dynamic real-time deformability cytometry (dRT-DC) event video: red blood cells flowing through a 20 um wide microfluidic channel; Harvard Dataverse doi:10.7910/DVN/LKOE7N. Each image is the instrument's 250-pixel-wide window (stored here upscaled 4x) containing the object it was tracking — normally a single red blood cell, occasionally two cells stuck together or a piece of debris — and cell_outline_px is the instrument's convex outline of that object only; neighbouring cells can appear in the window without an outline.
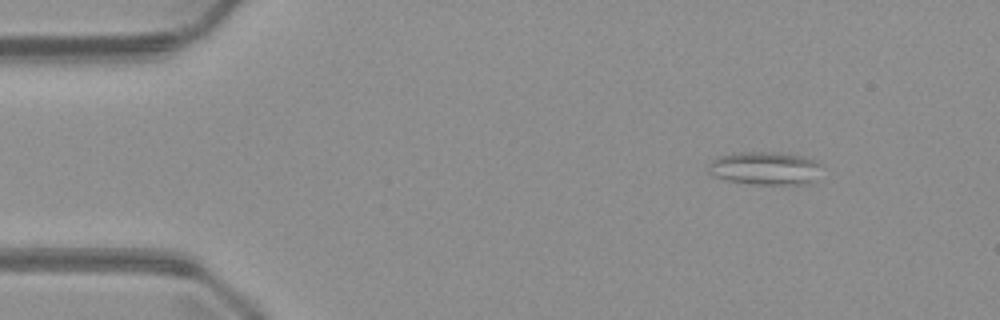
{"species": "common noctule bat (a hibernating species)", "species_latin": "Nyctalus noctula", "temperature_condition": "warm", "stored_images_in_passage": 3, "camera_frame_rate_fps": 3000, "um_per_image_px": 0.085, "animal": {"sex": "male", "body_mass_g": 23.1, "forearm_length_mm": 52.7}, "frame": {"image": 1, "passage_image": 1, "time_ms": 0.0, "image_size_px": [1000, 320], "cell_outline_px": [[824, 164], [816, 184], [748, 184], [728, 180], [712, 176], [708, 172], [708, 164], [716, 156], [736, 152], [780, 152], [800, 156], [816, 160]], "centroid_in_image_um": [65.09, 14.31], "position_along_channel_um": 19.9, "area_um2": 22.66}}